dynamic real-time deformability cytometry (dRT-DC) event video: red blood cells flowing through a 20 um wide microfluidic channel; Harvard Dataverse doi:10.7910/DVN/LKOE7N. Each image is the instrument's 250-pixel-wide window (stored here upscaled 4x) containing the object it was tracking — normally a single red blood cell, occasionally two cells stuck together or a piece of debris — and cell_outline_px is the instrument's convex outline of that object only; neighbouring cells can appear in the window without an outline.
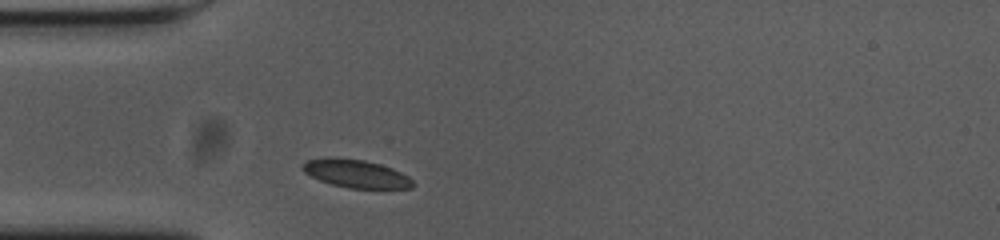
{"species": "common noctule bat (a hibernating species)", "species_latin": "Nyctalus noctula", "temperature_condition": "cold", "stored_images_in_passage": 30, "camera_frame_rate_fps": 3000, "um_per_image_px": 0.085, "animal": {"sex": "female", "body_mass_g": 23.0, "forearm_length_mm": 53.4}, "frame": {"image": 1, "passage_image": 1, "time_ms": 0.0, "image_size_px": [1000, 240], "cell_outline_px": [[412, 188], [348, 188], [332, 184], [320, 180], [304, 172], [300, 168], [300, 164], [308, 160], [324, 156], [336, 156], [364, 160], [380, 164], [392, 168], [408, 176], [412, 180]], "centroid_in_image_um": [30.19, 14.73], "position_along_channel_um": 54.8, "area_um2": 18.21}}
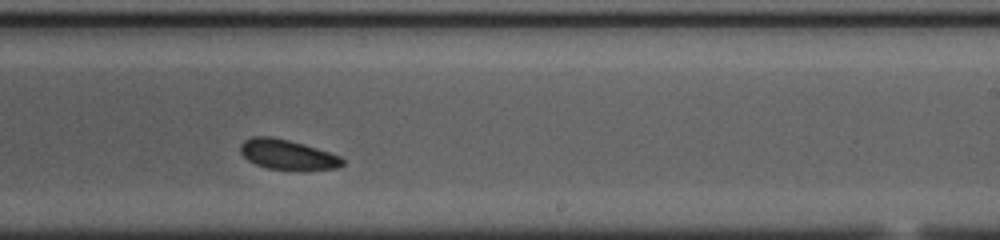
{"frame": {"image": 2, "passage_image": 19, "time_ms": 6.0, "image_size_px": [1000, 240], "cell_outline_px": [[344, 164], [336, 168], [304, 172], [296, 172], [268, 168], [256, 164], [248, 160], [240, 152], [240, 144], [244, 140], [252, 136], [272, 136], [304, 144], [340, 156], [344, 160]], "centroid_in_image_um": [24.45, 13.17], "position_along_channel_um": 264.6, "area_um2": 18.32}}
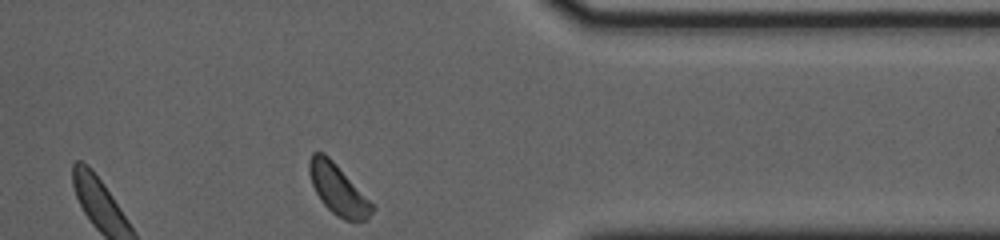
{"frame": {"image": 3, "passage_image": 30, "time_ms": 9.667, "image_size_px": [1000, 240], "cell_outline_px": [[376, 208], [364, 220], [344, 220], [336, 216], [320, 200], [312, 184], [308, 172], [308, 160], [312, 152], [324, 152], [376, 204]], "centroid_in_image_um": [28.75, 16.09], "position_along_channel_um": 382.7, "area_um2": 18.67}, "authors_computed_cell_mechanics": {"area_um2": 18.2648, "velocity_mm_per_s": 3.5949, "shape_relaxation_time_tau1_ms": 6.7914, "shape_relaxation_time_tau2_ms": null, "deformation_change_tau1": 0.0594, "deformation_change_tau2": null}}